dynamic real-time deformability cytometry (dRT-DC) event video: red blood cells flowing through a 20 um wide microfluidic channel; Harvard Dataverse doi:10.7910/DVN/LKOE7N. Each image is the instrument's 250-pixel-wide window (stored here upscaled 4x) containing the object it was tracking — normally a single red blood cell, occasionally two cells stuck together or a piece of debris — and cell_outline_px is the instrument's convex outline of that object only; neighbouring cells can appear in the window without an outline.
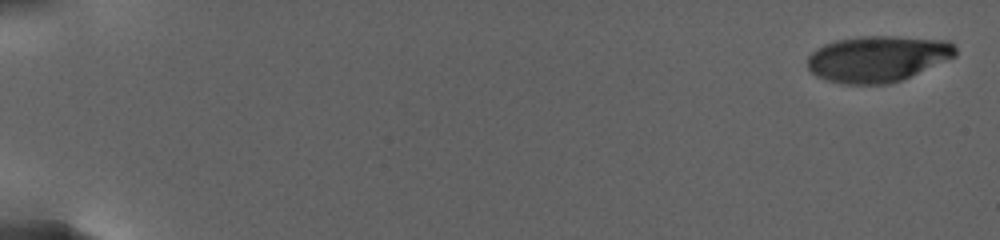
{"species": "human", "species_latin": "Homo sapiens", "temperature_condition": "warm", "stored_images_in_passage": 58, "camera_frame_rate_fps": 3000, "um_per_image_px": 0.085, "donor": {"sex": "female"}, "frame": {"image": 1, "passage_image": 1, "time_ms": 0.0, "image_size_px": [1000, 240], "cell_outline_px": [[956, 56], [900, 80], [888, 84], [840, 84], [816, 76], [808, 68], [808, 56], [816, 48], [824, 44], [836, 40], [860, 36], [896, 36], [948, 40], [956, 48]], "centroid_in_image_um": [74.58, 4.98], "position_along_channel_um": 10.4, "area_um2": 39.71}}
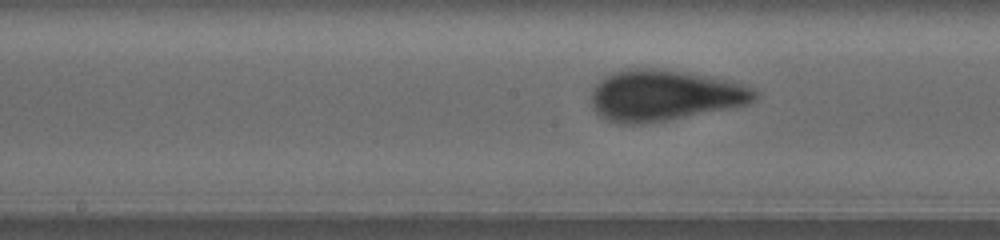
{"frame": {"image": 2, "passage_image": 34, "time_ms": 14.333, "image_size_px": [1000, 240], "cell_outline_px": [[760, 96], [756, 100], [748, 104], [732, 108], [668, 120], [644, 124], [620, 124], [604, 120], [592, 108], [592, 92], [596, 84], [604, 76], [612, 72], [636, 68], [652, 68], [708, 76], [732, 80], [756, 88], [760, 92]], "centroid_in_image_um": [56.52, 8.12], "position_along_channel_um": 191.7, "area_um2": 49.07}}
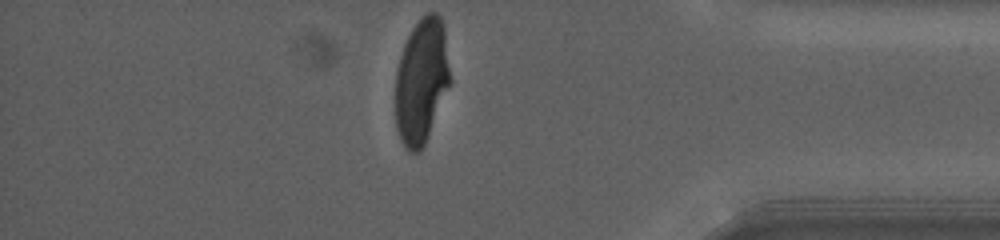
{"frame": {"image": 3, "passage_image": 58, "time_ms": 23.333, "image_size_px": [1000, 240], "cell_outline_px": [[452, 80], [428, 136], [420, 152], [408, 152], [404, 148], [400, 140], [396, 128], [396, 68], [404, 44], [412, 28], [428, 12], [436, 12], [440, 16], [444, 28]], "centroid_in_image_um": [35.83, 6.91], "position_along_channel_um": 399.4, "area_um2": 40.11}, "authors_computed_cell_mechanics": {"area_um2": 44.506, "velocity_mm_per_s": 2.5728, "shape_relaxation_time_tau1_ms": 6.2289, "shape_relaxation_time_tau2_ms": null, "deformation_change_tau1": 0.2331, "deformation_change_tau2": null}}